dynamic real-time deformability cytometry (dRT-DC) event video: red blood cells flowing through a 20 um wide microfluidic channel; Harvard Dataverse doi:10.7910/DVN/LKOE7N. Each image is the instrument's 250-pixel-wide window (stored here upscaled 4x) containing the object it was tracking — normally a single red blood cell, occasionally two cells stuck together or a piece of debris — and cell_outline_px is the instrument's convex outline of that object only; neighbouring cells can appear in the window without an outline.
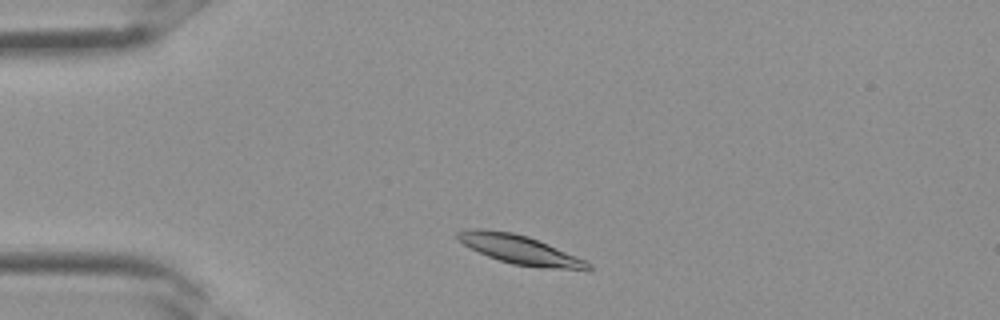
{"species": "Egyptian fruit bat (a non-hibernating species)", "species_latin": "Rousettus aegyptiacus", "temperature_condition": "room temperature", "stored_images_in_passage": 30, "camera_frame_rate_fps": 3000, "um_per_image_px": 0.085, "frame": {"image": 1, "passage_image": 3, "time_ms": 0.667, "image_size_px": [1000, 320], "cell_outline_px": [[592, 268], [588, 272], [540, 268], [512, 264], [488, 256], [464, 244], [456, 236], [456, 232], [468, 228], [484, 228], [512, 232], [528, 236], [584, 260], [592, 264]], "centroid_in_image_um": [44.25, 21.25], "position_along_channel_um": 40.8, "area_um2": 22.2}}
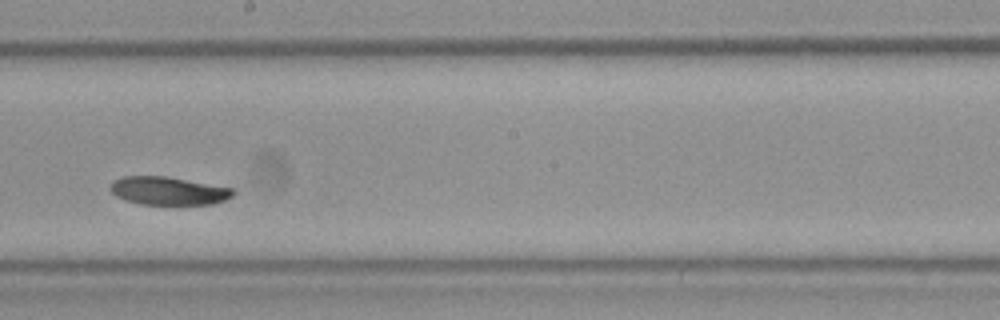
{"frame": {"image": 2, "passage_image": 15, "time_ms": 4.667, "image_size_px": [1000, 320], "cell_outline_px": [[236, 192], [232, 196], [224, 200], [212, 204], [140, 204], [124, 200], [116, 196], [108, 188], [108, 184], [112, 180], [124, 176], [164, 176], [232, 188]], "centroid_in_image_um": [14.24, 16.22], "position_along_channel_um": 234.0, "area_um2": 20.11}}
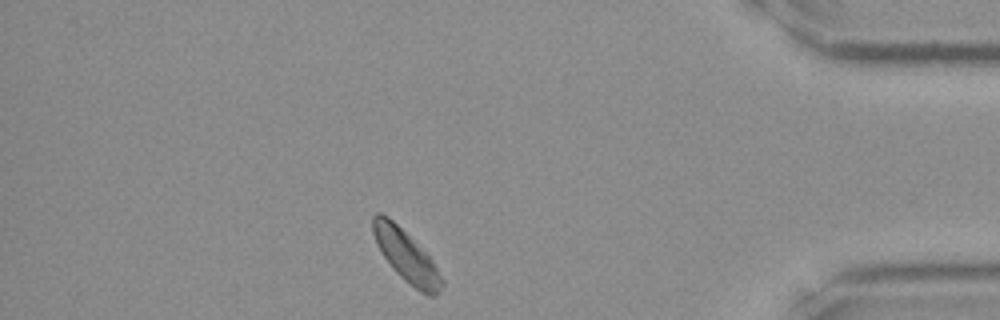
{"frame": {"image": 3, "passage_image": 26, "time_ms": 8.333, "image_size_px": [1000, 320], "cell_outline_px": [[444, 284], [440, 292], [436, 296], [428, 296], [420, 292], [404, 280], [392, 268], [376, 244], [372, 232], [372, 216], [376, 212], [380, 212], [388, 216], [432, 260], [444, 280]], "centroid_in_image_um": [34.52, 21.79], "position_along_channel_um": 400.7, "area_um2": 20.46}}